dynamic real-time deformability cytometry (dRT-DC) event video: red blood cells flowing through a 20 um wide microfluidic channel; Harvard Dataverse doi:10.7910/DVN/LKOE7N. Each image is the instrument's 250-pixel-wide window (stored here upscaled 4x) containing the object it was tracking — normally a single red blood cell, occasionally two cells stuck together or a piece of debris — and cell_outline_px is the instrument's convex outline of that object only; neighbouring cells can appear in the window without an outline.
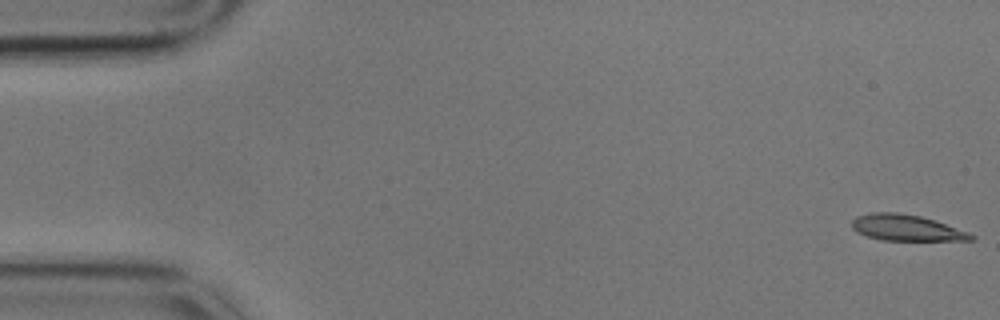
{"species": "common noctule bat (a hibernating species)", "species_latin": "Nyctalus noctula", "temperature_condition": "cold", "stored_images_in_passage": 31, "camera_frame_rate_fps": 3000, "um_per_image_px": 0.085, "animal": {"sex": "male", "body_mass_g": 17.9}, "frame": {"image": 1, "passage_image": 1, "time_ms": 0.0, "image_size_px": [1000, 320], "cell_outline_px": [[976, 240], [880, 240], [856, 232], [852, 228], [852, 220], [856, 216], [872, 212], [896, 212], [920, 216], [968, 232], [976, 236]], "centroid_in_image_um": [77.0, 19.36], "position_along_channel_um": 8.0, "area_um2": 17.92}}
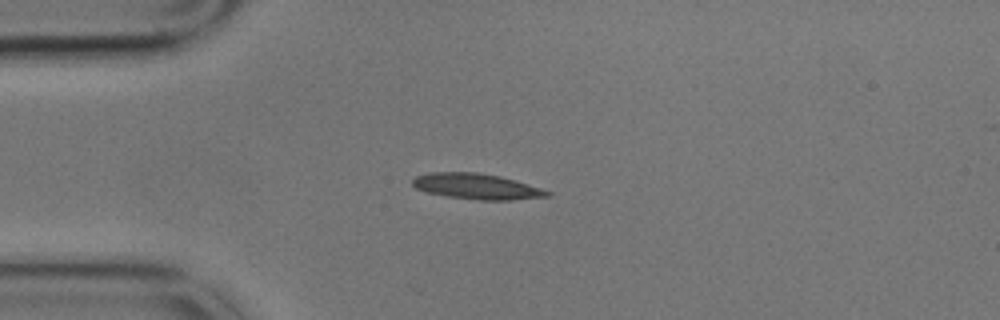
{"frame": {"image": 2, "passage_image": 14, "time_ms": 4.333, "image_size_px": [1000, 320], "cell_outline_px": [[552, 196], [512, 200], [480, 200], [448, 196], [428, 192], [416, 188], [412, 184], [412, 180], [416, 176], [428, 172], [476, 172], [500, 176], [528, 184], [552, 192]], "centroid_in_image_um": [40.53, 15.84], "position_along_channel_um": 44.5, "area_um2": 20.06}}
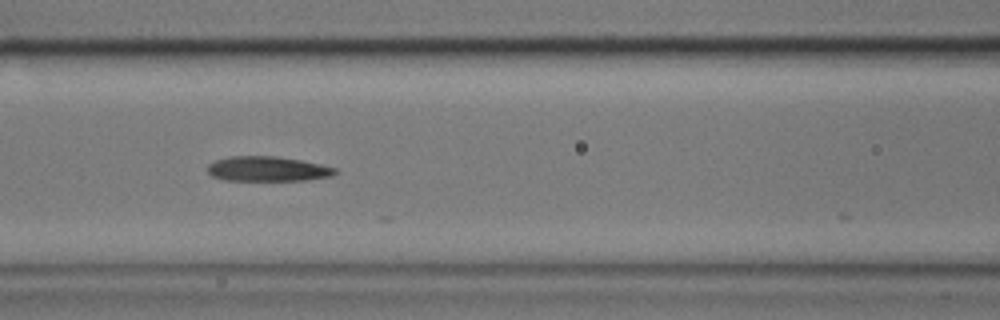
{"frame": {"image": 3, "passage_image": 24, "time_ms": 7.667, "image_size_px": [1000, 320], "cell_outline_px": [[340, 172], [332, 176], [308, 180], [224, 180], [212, 176], [208, 172], [208, 164], [216, 160], [232, 156], [276, 156], [300, 160], [320, 164], [336, 168]], "centroid_in_image_um": [22.78, 14.36], "position_along_channel_um": 143.8, "area_um2": 18.5}}